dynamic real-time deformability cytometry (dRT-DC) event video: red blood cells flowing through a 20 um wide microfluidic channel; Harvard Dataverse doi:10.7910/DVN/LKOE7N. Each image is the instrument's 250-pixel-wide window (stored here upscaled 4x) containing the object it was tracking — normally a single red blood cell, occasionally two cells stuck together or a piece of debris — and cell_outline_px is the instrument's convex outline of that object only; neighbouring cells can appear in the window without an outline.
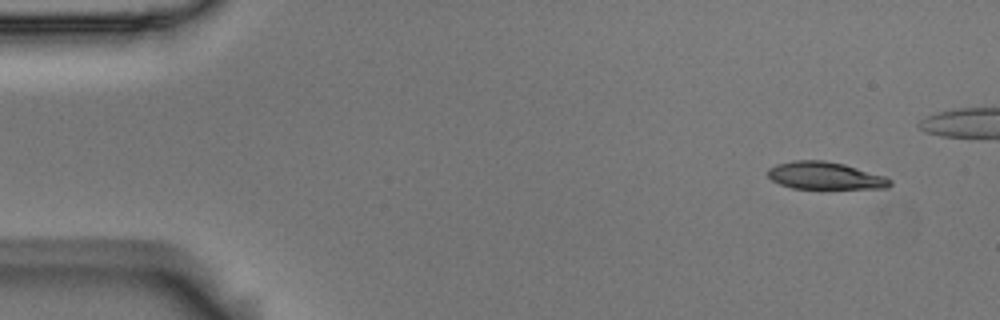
{"species": "Egyptian fruit bat (a non-hibernating species)", "species_latin": "Rousettus aegyptiacus", "temperature_condition": "room temperature", "stored_images_in_passage": 5, "camera_frame_rate_fps": 3000, "um_per_image_px": 0.085, "animal": {"sex": "male"}, "frame": {"image": 1, "passage_image": 1, "time_ms": 0.0, "image_size_px": [1000, 320], "cell_outline_px": [[892, 184], [888, 188], [792, 188], [780, 184], [772, 180], [768, 176], [768, 168], [776, 164], [792, 160], [824, 160], [844, 164], [884, 176], [892, 180]], "centroid_in_image_um": [70.11, 14.92], "position_along_channel_um": 14.9, "area_um2": 19.42}}
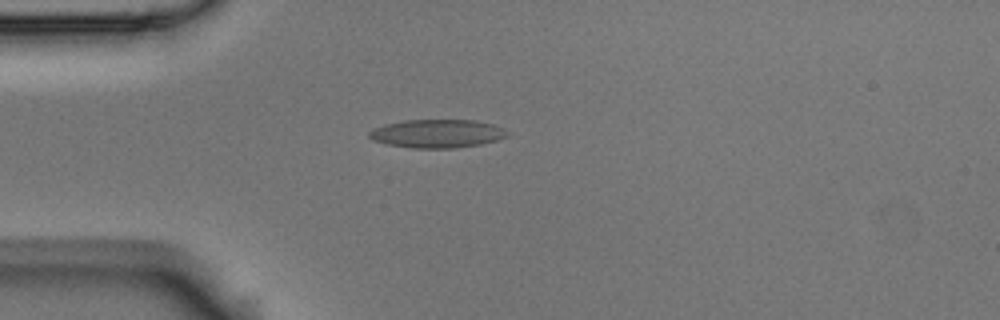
{"frame": {"image": 2, "passage_image": 5, "time_ms": 1.333, "image_size_px": [1000, 320], "cell_outline_px": [[512, 132], [508, 136], [496, 140], [480, 144], [456, 148], [412, 148], [388, 144], [372, 140], [368, 136], [368, 132], [372, 128], [384, 124], [404, 120], [476, 120], [492, 124], [504, 128]], "centroid_in_image_um": [37.17, 11.35], "position_along_channel_um": 47.8, "area_um2": 23.06}}